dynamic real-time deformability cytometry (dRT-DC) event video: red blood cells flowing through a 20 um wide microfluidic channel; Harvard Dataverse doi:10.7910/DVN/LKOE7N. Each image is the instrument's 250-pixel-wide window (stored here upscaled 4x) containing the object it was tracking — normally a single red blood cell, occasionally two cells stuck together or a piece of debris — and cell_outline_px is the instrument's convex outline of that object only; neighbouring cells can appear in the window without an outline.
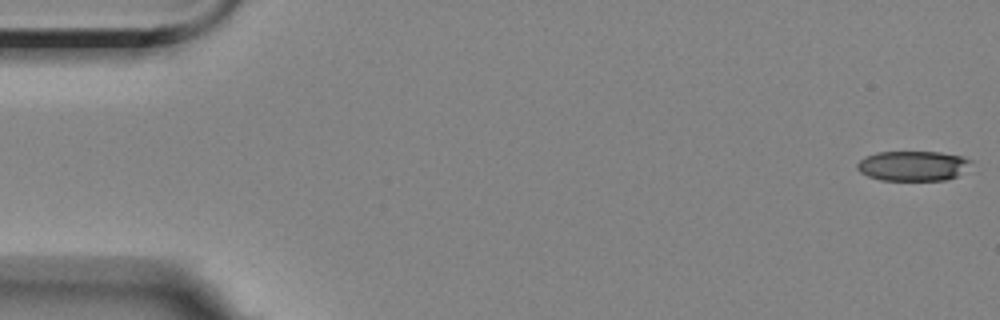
{"species": "Egyptian fruit bat (a non-hibernating species)", "species_latin": "Rousettus aegyptiacus", "temperature_condition": "room temperature", "stored_images_in_passage": 5, "camera_frame_rate_fps": 3000, "um_per_image_px": 0.085, "animal": {"sex": "female"}, "frame": {"image": 1, "passage_image": 1, "time_ms": 0.0, "image_size_px": [1000, 320], "cell_outline_px": [[972, 160], [956, 176], [944, 180], [880, 180], [868, 176], [860, 172], [856, 168], [856, 164], [864, 156], [876, 152], [940, 152], [964, 156]], "centroid_in_image_um": [77.53, 14.09], "position_along_channel_um": 7.5, "area_um2": 19.77}}
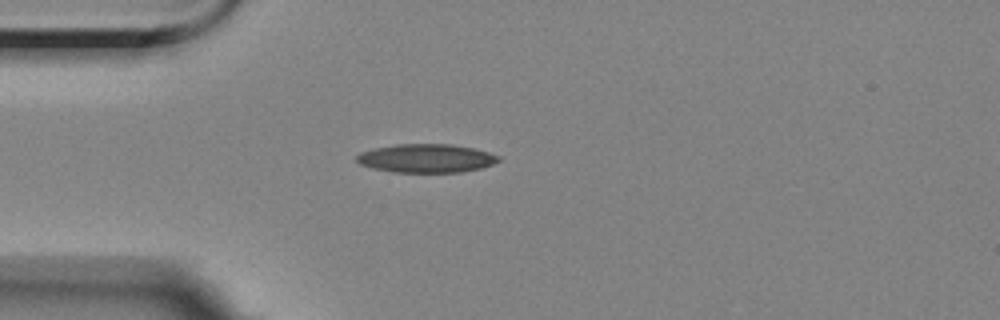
{"frame": {"image": 2, "passage_image": 5, "time_ms": 4.667, "image_size_px": [1000, 320], "cell_outline_px": [[500, 160], [492, 164], [480, 168], [460, 172], [392, 172], [372, 168], [360, 164], [356, 160], [356, 156], [360, 152], [376, 148], [396, 144], [452, 144], [472, 148], [488, 152], [500, 156]], "centroid_in_image_um": [36.22, 13.45], "position_along_channel_um": 48.8, "area_um2": 23.52}}